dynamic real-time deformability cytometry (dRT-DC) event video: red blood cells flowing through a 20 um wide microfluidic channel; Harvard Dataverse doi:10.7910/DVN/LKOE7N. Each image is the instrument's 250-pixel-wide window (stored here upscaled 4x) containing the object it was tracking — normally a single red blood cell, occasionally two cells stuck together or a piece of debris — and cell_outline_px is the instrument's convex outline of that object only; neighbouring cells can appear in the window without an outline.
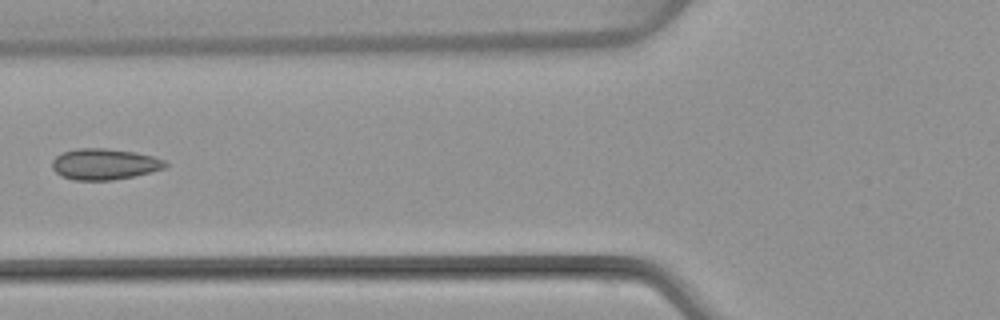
{"species": "common noctule bat (a hibernating species)", "species_latin": "Nyctalus noctula", "temperature_condition": "warm", "stored_images_in_passage": 5, "camera_frame_rate_fps": 3000, "um_per_image_px": 0.085, "animal": {"sex": "female", "body_mass_g": 22.7, "forearm_length_mm": 54.2}, "frame": {"image": 1, "passage_image": 5, "time_ms": 4.667, "image_size_px": [1000, 320], "cell_outline_px": [[168, 164], [164, 168], [152, 172], [112, 180], [72, 180], [60, 176], [52, 168], [52, 160], [60, 152], [76, 148], [108, 148], [136, 152], [152, 156], [164, 160]], "centroid_in_image_um": [8.84, 13.94], "position_along_channel_um": 117.0, "area_um2": 20.69}}